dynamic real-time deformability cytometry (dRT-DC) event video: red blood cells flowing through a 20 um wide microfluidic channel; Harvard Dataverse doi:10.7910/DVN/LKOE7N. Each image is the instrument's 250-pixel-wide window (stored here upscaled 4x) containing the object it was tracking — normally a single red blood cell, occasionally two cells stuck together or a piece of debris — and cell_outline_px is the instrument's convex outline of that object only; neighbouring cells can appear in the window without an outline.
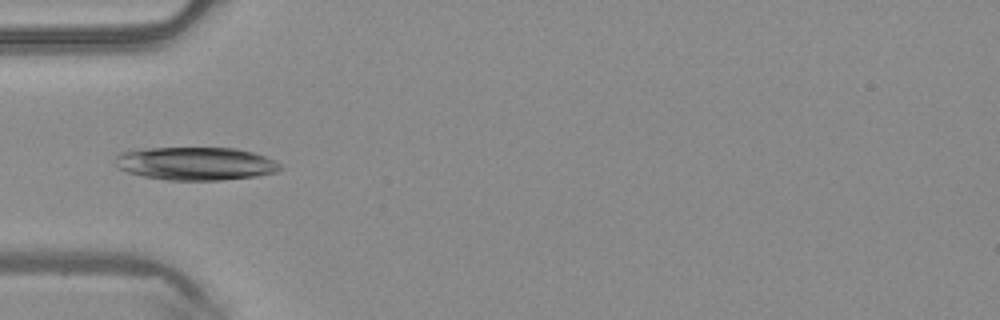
{"species": "common noctule bat (a hibernating species)", "species_latin": "Nyctalus noctula", "temperature_condition": "warm", "stored_images_in_passage": 4, "camera_frame_rate_fps": 3000, "um_per_image_px": 0.085, "animal": {"sex": "male", "body_mass_g": 20.4}, "frame": {"image": 1, "passage_image": 3, "time_ms": 0.667, "image_size_px": [1000, 320], "cell_outline_px": [[284, 168], [276, 172], [256, 176], [220, 180], [168, 180], [144, 176], [128, 172], [120, 168], [112, 160], [116, 156], [124, 152], [144, 148], [236, 148], [252, 152], [264, 156], [280, 164]], "centroid_in_image_um": [16.64, 13.9], "position_along_channel_um": 68.4, "area_um2": 31.67}}
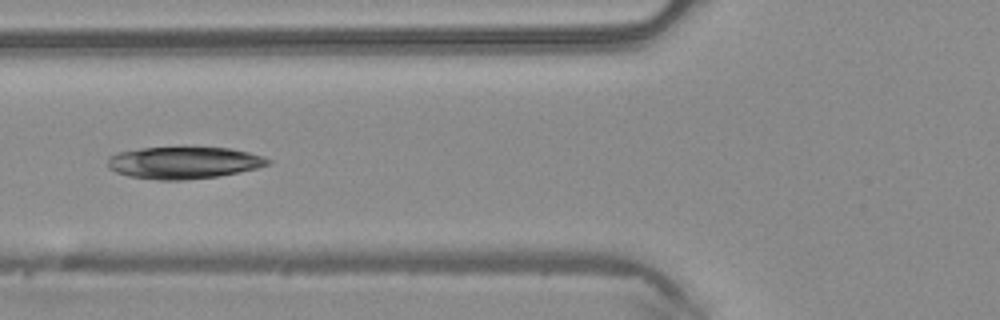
{"frame": {"image": 2, "passage_image": 4, "time_ms": 1.0, "image_size_px": [1000, 320], "cell_outline_px": [[272, 164], [256, 168], [216, 176], [180, 180], [160, 180], [128, 176], [116, 172], [108, 168], [108, 156], [120, 152], [140, 148], [184, 144], [232, 148], [264, 156], [272, 160]], "centroid_in_image_um": [15.63, 13.77], "position_along_channel_um": 110.2, "area_um2": 30.92}}